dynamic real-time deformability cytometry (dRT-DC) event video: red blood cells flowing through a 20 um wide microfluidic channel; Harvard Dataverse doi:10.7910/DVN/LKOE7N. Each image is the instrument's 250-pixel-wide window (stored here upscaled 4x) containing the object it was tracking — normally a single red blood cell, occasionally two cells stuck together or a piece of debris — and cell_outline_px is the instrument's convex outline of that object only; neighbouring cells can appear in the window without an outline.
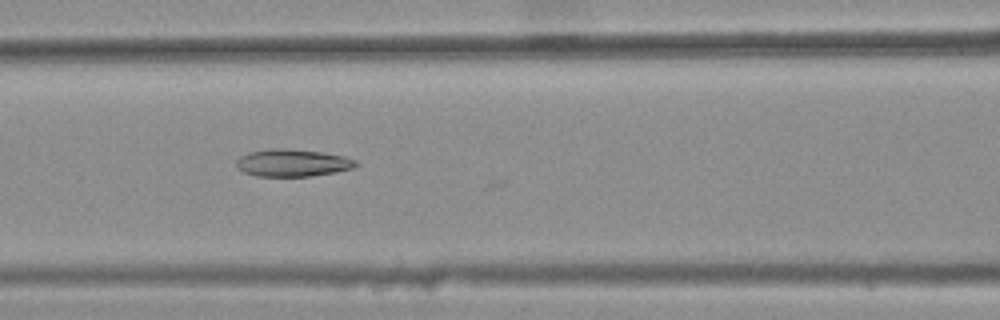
{"species": "common noctule bat (a hibernating species)", "species_latin": "Nyctalus noctula", "temperature_condition": "warm", "stored_images_in_passage": 23, "camera_frame_rate_fps": 3000, "um_per_image_px": 0.085, "animal": {"sex": "female", "body_mass_g": 25.1}, "frame": {"image": 1, "passage_image": 22, "time_ms": 7.0, "image_size_px": [1000, 320], "cell_outline_px": [[360, 164], [352, 168], [336, 172], [312, 176], [256, 176], [244, 172], [236, 168], [236, 160], [240, 156], [248, 152], [272, 148], [288, 148], [324, 152], [344, 156], [356, 160]], "centroid_in_image_um": [24.86, 13.83], "position_along_channel_um": 141.7, "area_um2": 19.31}}